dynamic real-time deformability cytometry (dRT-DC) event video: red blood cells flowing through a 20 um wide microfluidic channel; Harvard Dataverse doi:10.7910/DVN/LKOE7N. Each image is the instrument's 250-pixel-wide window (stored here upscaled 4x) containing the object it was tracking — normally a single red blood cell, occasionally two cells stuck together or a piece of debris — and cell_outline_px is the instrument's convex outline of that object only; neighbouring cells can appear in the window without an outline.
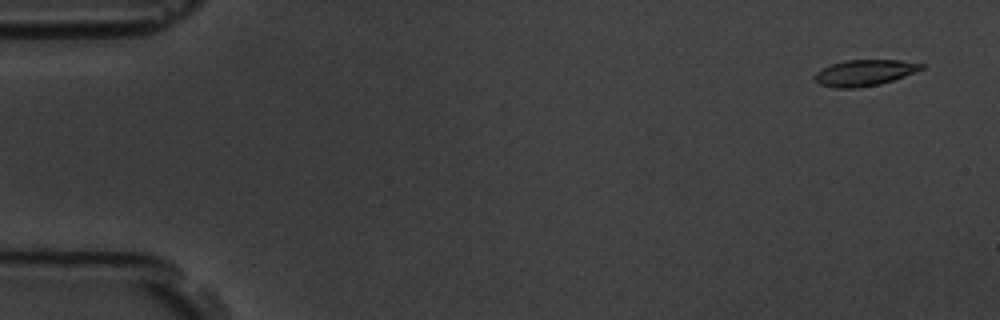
{"species": "common noctule bat (a hibernating species)", "species_latin": "Nyctalus noctula", "temperature_condition": "room temperature", "stored_images_in_passage": 6, "camera_frame_rate_fps": 3000, "um_per_image_px": 0.085, "animal": {"sex": "male", "body_mass_g": 19.5, "forearm_length_mm": 54.6}, "frame": {"image": 1, "passage_image": 1, "time_ms": 0.0, "image_size_px": [1000, 320], "cell_outline_px": [[924, 68], [904, 76], [880, 84], [856, 88], [836, 88], [820, 84], [812, 76], [820, 68], [844, 60], [900, 60], [924, 64]], "centroid_in_image_um": [73.44, 6.18], "position_along_channel_um": 11.6, "area_um2": 16.18}}
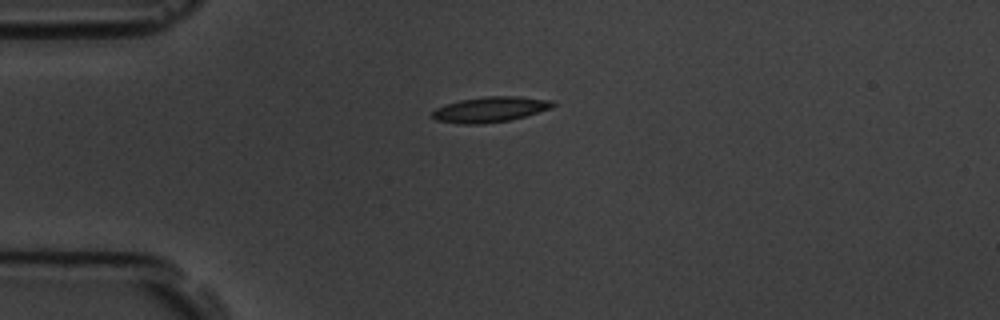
{"frame": {"image": 2, "passage_image": 4, "time_ms": 3.667, "image_size_px": [1000, 320], "cell_outline_px": [[556, 104], [548, 108], [512, 120], [480, 124], [460, 124], [436, 120], [432, 116], [432, 112], [436, 108], [460, 100], [484, 96], [516, 96], [552, 100]], "centroid_in_image_um": [41.64, 9.3], "position_along_channel_um": 43.4, "area_um2": 17.63}}
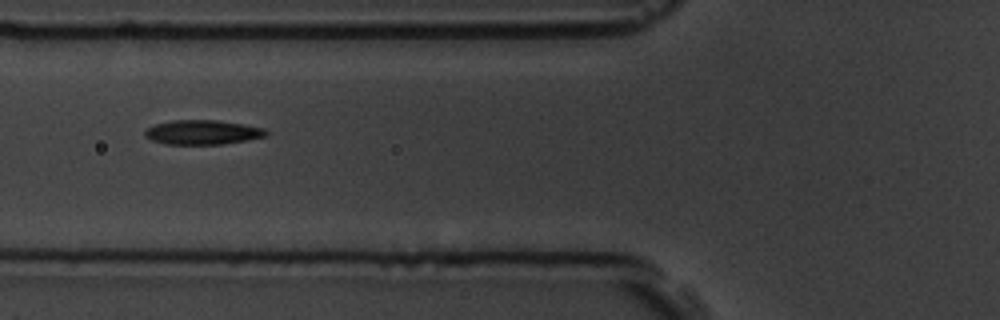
{"frame": {"image": 3, "passage_image": 6, "time_ms": 6.0, "image_size_px": [1000, 320], "cell_outline_px": [[268, 136], [248, 140], [224, 144], [164, 144], [152, 140], [144, 136], [144, 132], [148, 128], [156, 124], [172, 120], [216, 120], [244, 124], [264, 128], [268, 132]], "centroid_in_image_um": [17.25, 11.25], "position_along_channel_um": 108.6, "area_um2": 17.34}}